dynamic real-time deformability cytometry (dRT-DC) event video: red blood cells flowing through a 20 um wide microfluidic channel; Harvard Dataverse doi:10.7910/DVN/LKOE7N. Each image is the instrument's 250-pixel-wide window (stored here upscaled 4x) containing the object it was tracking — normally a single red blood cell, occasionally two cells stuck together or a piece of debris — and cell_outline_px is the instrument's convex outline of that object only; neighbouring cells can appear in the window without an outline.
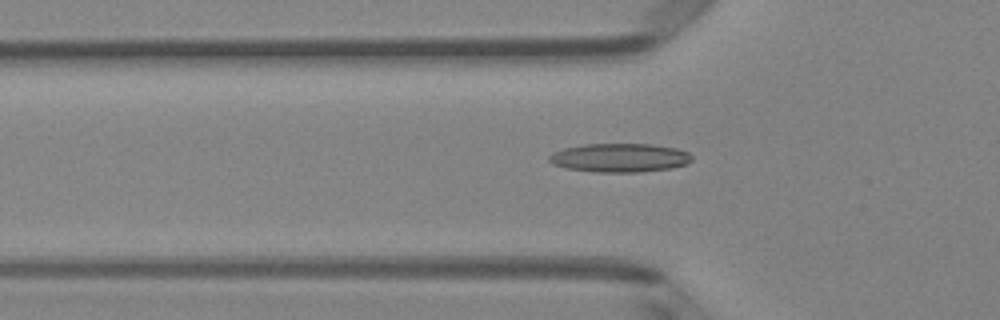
{"species": "Egyptian fruit bat (a non-hibernating species)", "species_latin": "Rousettus aegyptiacus", "temperature_condition": "room temperature", "stored_images_in_passage": 50, "camera_frame_rate_fps": 3000, "um_per_image_px": 0.085, "animal": {"sex": "female"}, "frame": {"image": 1, "passage_image": 17, "time_ms": 5.333, "image_size_px": [1000, 320], "cell_outline_px": [[692, 160], [684, 164], [672, 168], [640, 172], [596, 172], [568, 168], [552, 164], [548, 160], [548, 156], [552, 152], [564, 148], [584, 144], [652, 144], [676, 148], [688, 152], [692, 156]], "centroid_in_image_um": [52.66, 13.4], "position_along_channel_um": 73.1, "area_um2": 23.93}}
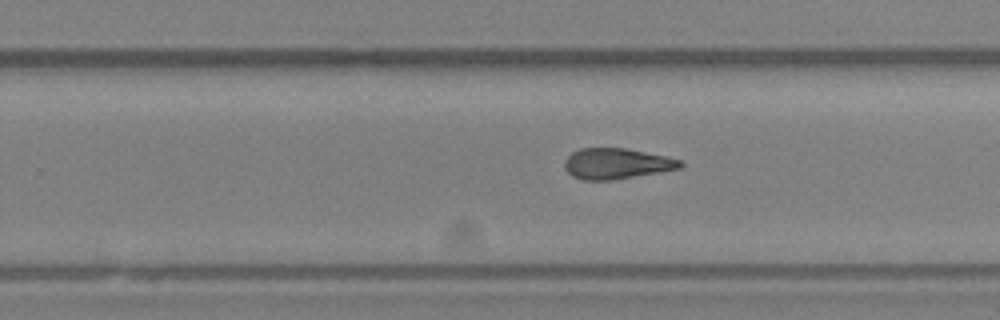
{"frame": {"image": 2, "passage_image": 32, "time_ms": 10.333, "image_size_px": [1000, 320], "cell_outline_px": [[684, 164], [680, 168], [612, 180], [584, 180], [572, 176], [564, 168], [564, 160], [572, 152], [580, 148], [624, 148], [668, 156], [680, 160]], "centroid_in_image_um": [52.38, 13.9], "position_along_channel_um": 277.4, "area_um2": 20.63}}
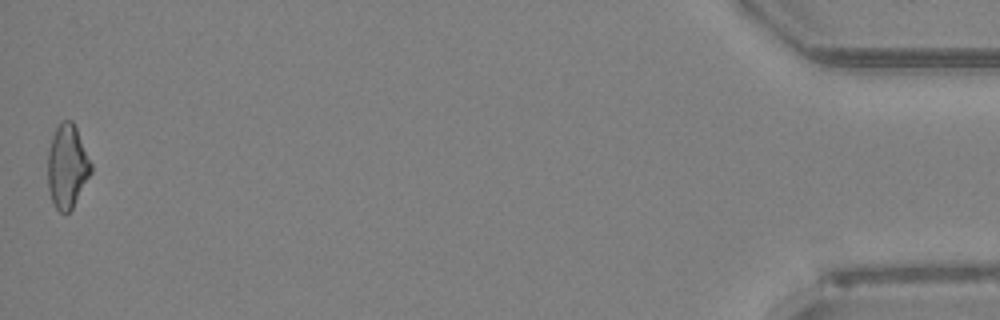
{"frame": {"image": 3, "passage_image": 50, "time_ms": 16.333, "image_size_px": [1000, 320], "cell_outline_px": [[92, 172], [72, 208], [68, 212], [60, 212], [56, 208], [52, 200], [48, 188], [48, 148], [52, 136], [56, 128], [64, 120], [72, 120], [76, 128], [92, 164]], "centroid_in_image_um": [5.71, 14.14], "position_along_channel_um": 429.5, "area_um2": 20.87}, "authors_computed_cell_mechanics": {"area_um2": 21.3282, "velocity_mm_per_s": 4.0902, "shape_relaxation_time_tau1_ms": null, "shape_relaxation_time_tau2_ms": 5.519, "deformation_change_tau1": null, "deformation_change_tau2": 0.1831}}